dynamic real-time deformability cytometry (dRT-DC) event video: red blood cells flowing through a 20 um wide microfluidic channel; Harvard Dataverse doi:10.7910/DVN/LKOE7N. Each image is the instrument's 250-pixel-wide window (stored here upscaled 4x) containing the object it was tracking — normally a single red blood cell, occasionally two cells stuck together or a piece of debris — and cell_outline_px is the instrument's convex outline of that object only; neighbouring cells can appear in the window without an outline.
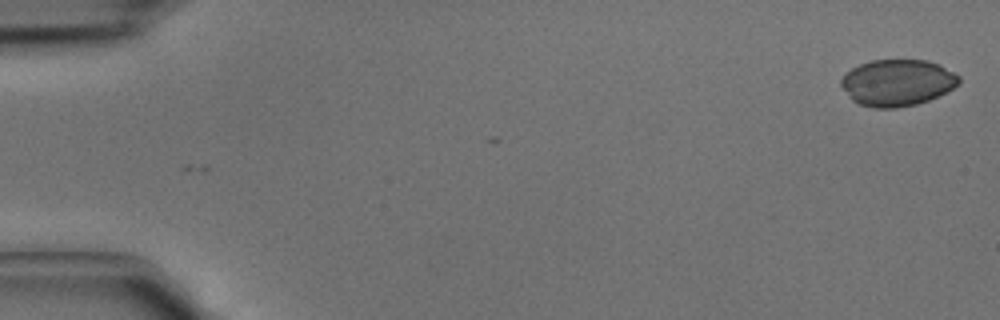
{"species": "common noctule bat (a hibernating species)", "species_latin": "Nyctalus noctula", "temperature_condition": "cold", "stored_images_in_passage": 10, "camera_frame_rate_fps": 3000, "um_per_image_px": 0.085, "animal": {"sex": "male", "body_mass_g": 15.6}, "frame": {"image": 1, "passage_image": 1, "time_ms": 0.0, "image_size_px": [1000, 320], "cell_outline_px": [[960, 84], [928, 100], [916, 104], [896, 108], [872, 108], [860, 104], [852, 100], [840, 84], [840, 80], [852, 68], [860, 64], [872, 60], [928, 60], [940, 64], [960, 76]], "centroid_in_image_um": [76.28, 7.02], "position_along_channel_um": 8.7, "area_um2": 31.85}}